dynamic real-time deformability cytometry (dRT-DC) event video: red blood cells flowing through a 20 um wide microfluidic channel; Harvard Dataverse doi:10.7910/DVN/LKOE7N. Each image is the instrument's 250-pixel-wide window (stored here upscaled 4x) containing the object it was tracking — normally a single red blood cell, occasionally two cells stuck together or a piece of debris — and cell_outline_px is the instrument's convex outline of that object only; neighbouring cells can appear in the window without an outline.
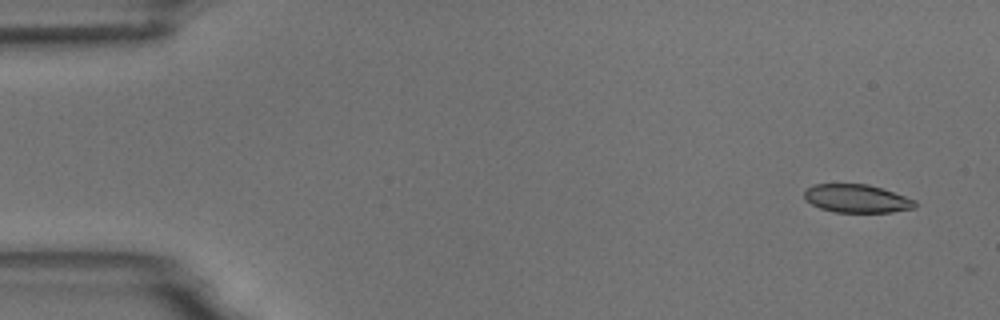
{"species": "common noctule bat (a hibernating species)", "species_latin": "Nyctalus noctula", "temperature_condition": "room temperature", "stored_images_in_passage": 2, "camera_frame_rate_fps": 3000, "um_per_image_px": 0.085, "animal": {"sex": "male", "body_mass_g": 18.8}, "frame": {"image": 1, "passage_image": 1, "time_ms": 0.0, "image_size_px": [1000, 320], "cell_outline_px": [[916, 204], [912, 208], [892, 212], [836, 212], [820, 208], [804, 200], [804, 192], [812, 184], [868, 184], [916, 200]], "centroid_in_image_um": [72.78, 16.87], "position_along_channel_um": 12.2, "area_um2": 18.03}}